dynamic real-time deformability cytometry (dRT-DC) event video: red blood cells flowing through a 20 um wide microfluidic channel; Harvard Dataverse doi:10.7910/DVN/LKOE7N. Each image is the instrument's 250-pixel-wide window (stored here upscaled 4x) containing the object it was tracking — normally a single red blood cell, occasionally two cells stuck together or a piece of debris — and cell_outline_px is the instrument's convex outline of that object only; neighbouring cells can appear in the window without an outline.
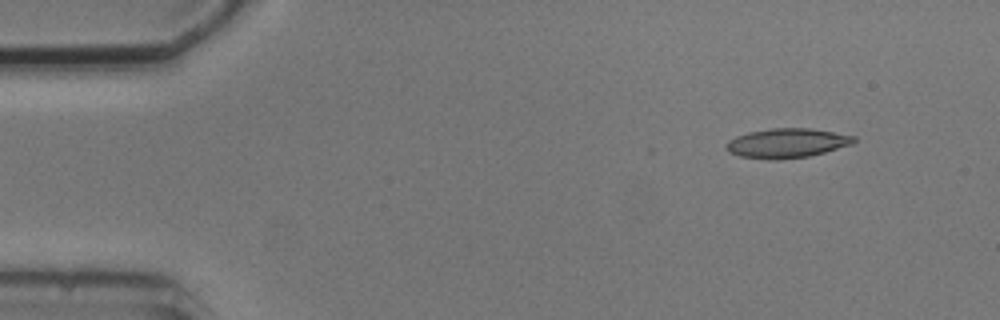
{"species": "common noctule bat (a hibernating species)", "species_latin": "Nyctalus noctula", "temperature_condition": "cold", "stored_images_in_passage": 6, "camera_frame_rate_fps": 3000, "um_per_image_px": 0.085, "animal": {"sex": "male", "body_mass_g": 20.5, "forearm_length_mm": 52.5}, "frame": {"image": 1, "passage_image": 2, "time_ms": 1.0, "image_size_px": [1000, 320], "cell_outline_px": [[856, 140], [852, 144], [824, 152], [808, 156], [776, 160], [768, 160], [740, 156], [728, 152], [724, 148], [724, 144], [728, 140], [736, 136], [748, 132], [772, 128], [812, 128], [856, 136]], "centroid_in_image_um": [66.84, 12.16], "position_along_channel_um": 18.2, "area_um2": 22.08}}
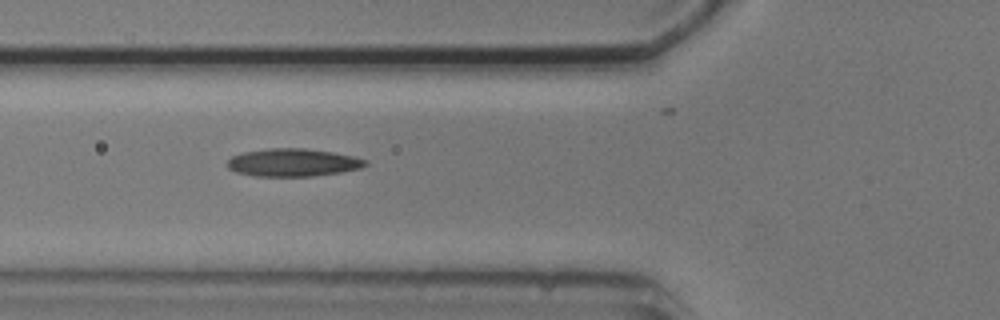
{"frame": {"image": 2, "passage_image": 5, "time_ms": 5.667, "image_size_px": [1000, 320], "cell_outline_px": [[368, 164], [360, 168], [340, 172], [312, 176], [252, 176], [236, 172], [228, 168], [228, 160], [232, 156], [244, 152], [268, 148], [304, 148], [332, 152], [352, 156], [368, 160]], "centroid_in_image_um": [24.89, 13.81], "position_along_channel_um": 100.9, "area_um2": 22.31}}
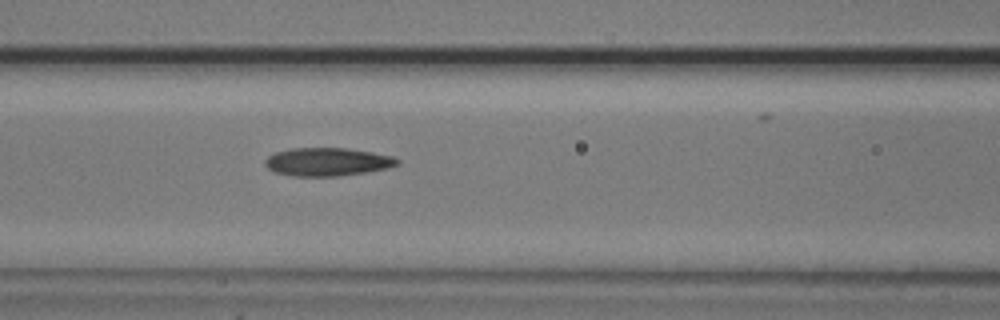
{"frame": {"image": 3, "passage_image": 6, "time_ms": 6.667, "image_size_px": [1000, 320], "cell_outline_px": [[400, 164], [388, 168], [368, 172], [340, 176], [292, 176], [276, 172], [268, 168], [264, 164], [264, 160], [268, 156], [276, 152], [292, 148], [348, 148], [372, 152], [392, 156], [400, 160]], "centroid_in_image_um": [27.85, 13.76], "position_along_channel_um": 138.7, "area_um2": 21.85}}